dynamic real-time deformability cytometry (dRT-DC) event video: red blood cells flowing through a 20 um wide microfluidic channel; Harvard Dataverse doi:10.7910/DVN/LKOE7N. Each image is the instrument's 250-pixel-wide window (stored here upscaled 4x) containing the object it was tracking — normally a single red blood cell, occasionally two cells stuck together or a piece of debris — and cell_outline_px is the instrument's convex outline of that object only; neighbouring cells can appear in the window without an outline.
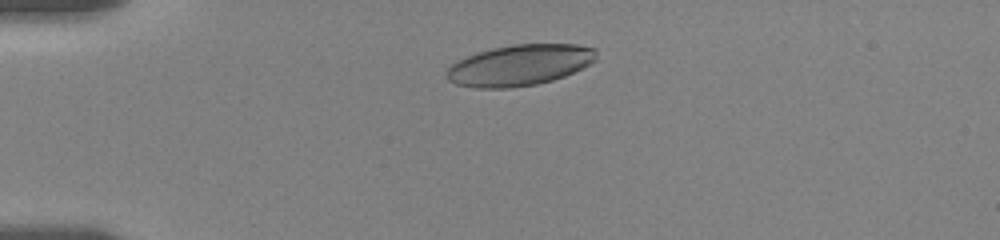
{"species": "human", "species_latin": "Homo sapiens", "temperature_condition": "room temperature", "stored_images_in_passage": 6, "camera_frame_rate_fps": 3000, "um_per_image_px": 0.085, "donor": {"sex": "female"}, "frame": {"image": 1, "passage_image": 3, "time_ms": 2.0, "image_size_px": [1000, 240], "cell_outline_px": [[596, 60], [564, 76], [552, 80], [536, 84], [508, 88], [476, 88], [456, 84], [448, 80], [444, 72], [452, 64], [476, 52], [492, 48], [516, 44], [576, 44], [596, 48]], "centroid_in_image_um": [44.15, 5.53], "position_along_channel_um": 40.9, "area_um2": 35.6}}
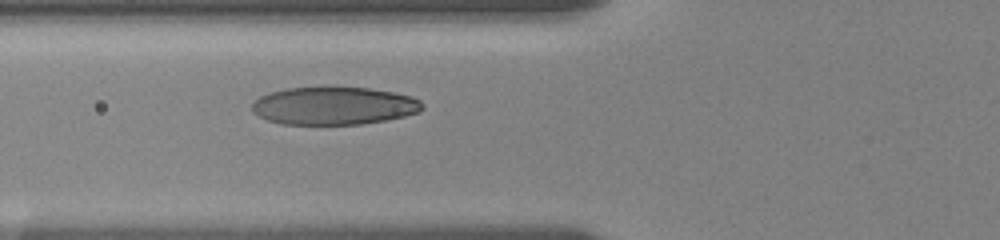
{"frame": {"image": 2, "passage_image": 6, "time_ms": 4.667, "image_size_px": [1000, 240], "cell_outline_px": [[424, 108], [420, 112], [404, 116], [384, 120], [360, 124], [280, 124], [268, 120], [252, 112], [252, 104], [260, 96], [272, 92], [288, 88], [368, 88], [392, 92], [412, 96], [420, 100], [424, 104]], "centroid_in_image_um": [28.41, 9.0], "position_along_channel_um": 97.4, "area_um2": 37.22}}